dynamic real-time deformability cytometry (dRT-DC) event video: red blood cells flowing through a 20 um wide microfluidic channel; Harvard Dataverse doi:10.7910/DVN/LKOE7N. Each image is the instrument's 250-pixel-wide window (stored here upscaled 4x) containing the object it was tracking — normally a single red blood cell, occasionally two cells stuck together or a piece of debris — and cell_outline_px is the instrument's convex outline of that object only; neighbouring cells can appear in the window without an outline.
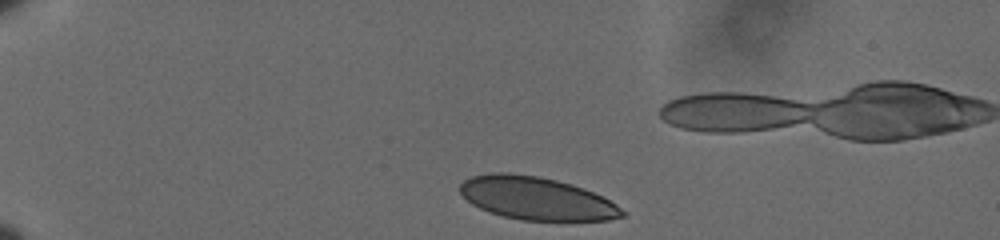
{"species": "human", "species_latin": "Homo sapiens", "temperature_condition": "cold", "stored_images_in_passage": 41, "camera_frame_rate_fps": 3000, "um_per_image_px": 0.085, "donor": {"sex": "male"}, "frame": {"image": 1, "passage_image": 1, "time_ms": 0.0, "image_size_px": [1000, 240], "cell_outline_px": [[628, 212], [624, 216], [608, 220], [520, 220], [488, 212], [472, 204], [460, 192], [460, 184], [464, 180], [472, 176], [492, 172], [508, 172], [540, 176], [572, 184], [584, 188], [616, 204]], "centroid_in_image_um": [45.6, 16.85], "position_along_channel_um": 39.4, "area_um2": 40.52}}
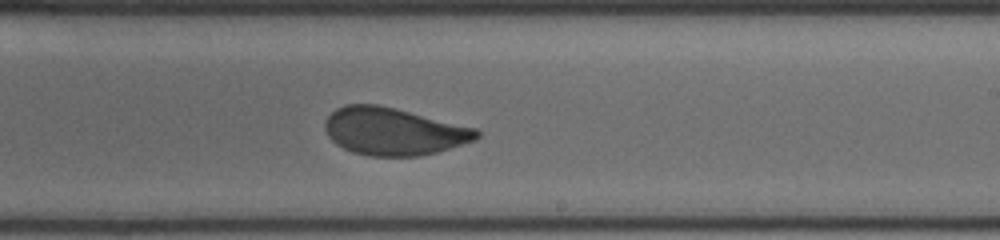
{"frame": {"image": 2, "passage_image": 25, "time_ms": 8.0, "image_size_px": [1000, 240], "cell_outline_px": [[480, 136], [476, 140], [436, 152], [420, 156], [368, 156], [352, 152], [336, 144], [328, 136], [324, 128], [324, 120], [336, 108], [344, 104], [376, 104], [396, 108], [476, 128], [480, 132]], "centroid_in_image_um": [33.43, 11.16], "position_along_channel_um": 255.6, "area_um2": 42.08}}
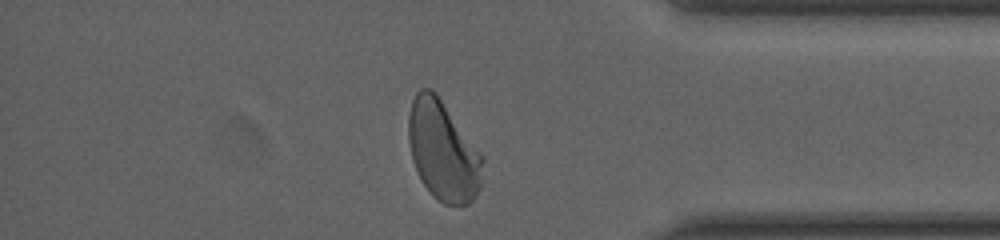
{"frame": {"image": 3, "passage_image": 38, "time_ms": 12.333, "image_size_px": [1000, 240], "cell_outline_px": [[484, 160], [480, 188], [472, 200], [468, 204], [444, 204], [432, 196], [424, 184], [412, 160], [408, 140], [408, 116], [412, 100], [416, 92], [420, 88], [432, 88], [436, 92], [484, 156]], "centroid_in_image_um": [37.66, 12.79], "position_along_channel_um": 397.5, "area_um2": 43.29}}